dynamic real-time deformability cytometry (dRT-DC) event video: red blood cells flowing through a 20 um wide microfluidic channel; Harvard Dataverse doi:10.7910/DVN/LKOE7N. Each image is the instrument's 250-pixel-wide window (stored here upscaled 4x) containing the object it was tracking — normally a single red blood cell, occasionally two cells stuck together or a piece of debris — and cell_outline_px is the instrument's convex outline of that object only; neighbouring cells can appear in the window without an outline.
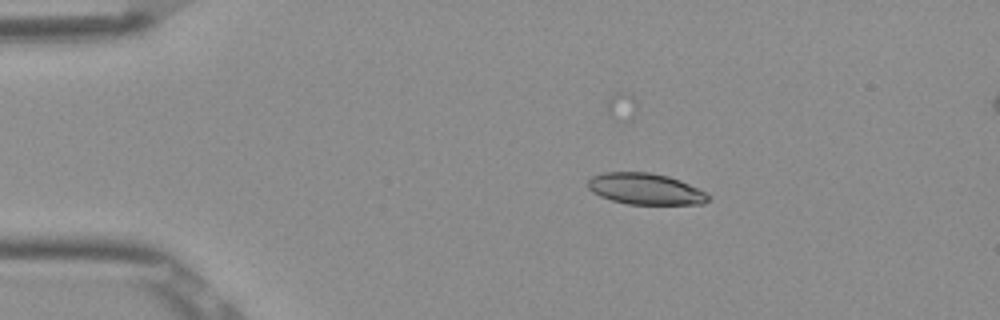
{"species": "Egyptian fruit bat (a non-hibernating species)", "species_latin": "Rousettus aegyptiacus", "temperature_condition": "room temperature", "stored_images_in_passage": 6, "camera_frame_rate_fps": 3000, "um_per_image_px": 0.085, "frame": {"image": 1, "passage_image": 1, "time_ms": 0.0, "image_size_px": [1000, 320], "cell_outline_px": [[712, 196], [704, 204], [628, 204], [612, 200], [600, 196], [592, 192], [588, 188], [588, 180], [592, 176], [604, 172], [648, 172], [668, 176], [680, 180]], "centroid_in_image_um": [54.85, 16.06], "position_along_channel_um": 30.2, "area_um2": 21.85}}
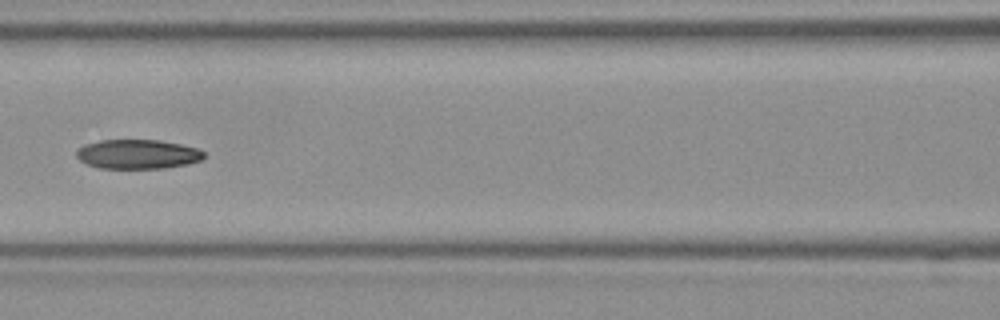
{"frame": {"image": 2, "passage_image": 5, "time_ms": 1.333, "image_size_px": [1000, 320], "cell_outline_px": [[204, 156], [200, 160], [188, 164], [164, 168], [100, 168], [88, 164], [80, 160], [76, 156], [76, 152], [84, 144], [100, 140], [160, 140], [180, 144], [196, 148], [204, 152]], "centroid_in_image_um": [11.69, 13.1], "position_along_channel_um": 154.9, "area_um2": 21.68}}
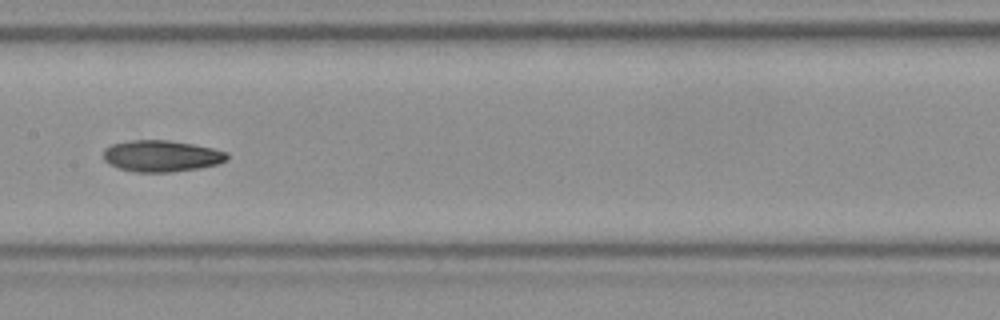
{"frame": {"image": 3, "passage_image": 6, "time_ms": 1.667, "image_size_px": [1000, 320], "cell_outline_px": [[228, 160], [216, 164], [200, 168], [172, 172], [136, 172], [120, 168], [108, 164], [104, 160], [104, 148], [112, 144], [132, 140], [168, 140], [192, 144], [212, 148], [228, 152]], "centroid_in_image_um": [13.73, 13.26], "position_along_channel_um": 193.7, "area_um2": 22.66}}